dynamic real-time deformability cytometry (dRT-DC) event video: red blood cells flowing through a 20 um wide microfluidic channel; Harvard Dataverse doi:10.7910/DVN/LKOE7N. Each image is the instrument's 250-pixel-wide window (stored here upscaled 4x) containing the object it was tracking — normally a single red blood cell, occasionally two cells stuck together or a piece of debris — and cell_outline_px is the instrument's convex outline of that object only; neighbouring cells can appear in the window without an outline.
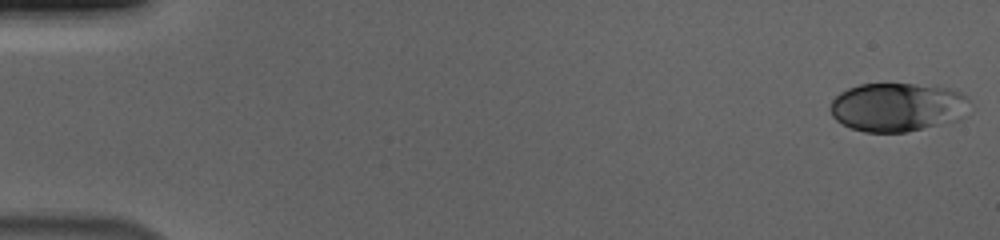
{"species": "human", "species_latin": "Homo sapiens", "temperature_condition": "cold", "stored_images_in_passage": 55, "camera_frame_rate_fps": 3000, "um_per_image_px": 0.085, "donor": {"sex": "male"}, "frame": {"image": 1, "passage_image": 1, "time_ms": 0.0, "image_size_px": [1000, 240], "cell_outline_px": [[968, 100], [960, 120], [908, 132], [864, 132], [852, 128], [836, 120], [832, 116], [828, 108], [832, 100], [840, 92], [848, 88], [860, 84], [912, 84], [948, 88], [960, 92], [968, 96]], "centroid_in_image_um": [76.24, 9.11], "position_along_channel_um": 8.8, "area_um2": 39.54}}
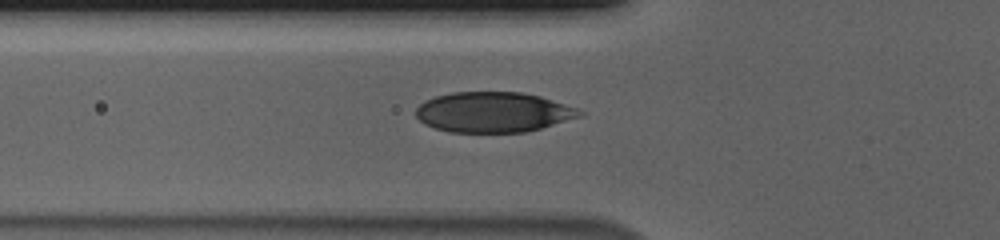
{"frame": {"image": 2, "passage_image": 20, "time_ms": 6.333, "image_size_px": [1000, 240], "cell_outline_px": [[584, 116], [540, 128], [524, 132], [448, 132], [424, 124], [416, 116], [416, 108], [424, 100], [436, 96], [452, 92], [524, 92], [540, 96], [576, 108], [584, 112]], "centroid_in_image_um": [41.92, 9.53], "position_along_channel_um": 83.9, "area_um2": 38.44}}
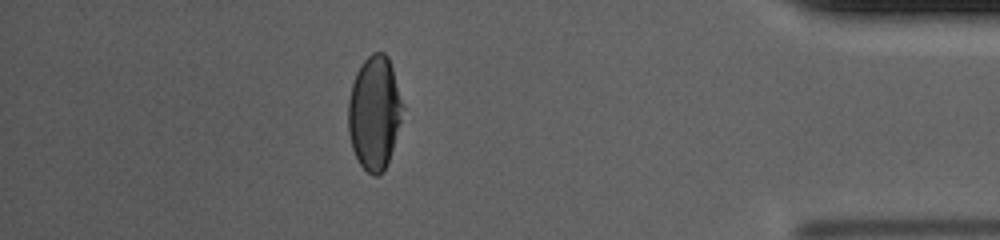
{"frame": {"image": 3, "passage_image": 49, "time_ms": 16.0, "image_size_px": [1000, 240], "cell_outline_px": [[404, 108], [392, 148], [388, 160], [384, 168], [376, 176], [372, 176], [360, 164], [352, 148], [348, 132], [348, 100], [352, 84], [356, 72], [360, 64], [372, 52], [384, 52], [388, 56], [404, 104]], "centroid_in_image_um": [31.81, 9.54], "position_along_channel_um": 403.4, "area_um2": 35.89}, "authors_computed_cell_mechanics": {"area_um2": 39.0728, "velocity_mm_per_s": 3.7025, "shape_relaxation_time_tau1_ms": 4.4789, "shape_relaxation_time_tau2_ms": null, "deformation_change_tau1": 0.1696, "deformation_change_tau2": null}}